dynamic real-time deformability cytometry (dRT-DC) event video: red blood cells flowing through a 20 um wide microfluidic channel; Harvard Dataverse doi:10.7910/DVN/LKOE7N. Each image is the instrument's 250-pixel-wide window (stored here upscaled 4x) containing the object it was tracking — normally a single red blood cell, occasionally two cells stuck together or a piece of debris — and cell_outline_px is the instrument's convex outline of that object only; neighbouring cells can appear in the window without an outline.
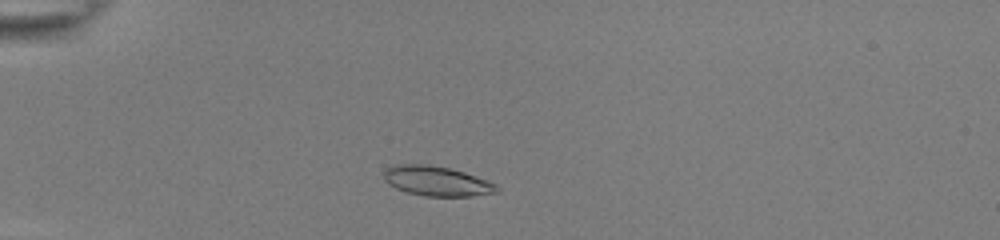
{"species": "common noctule bat (a hibernating species)", "species_latin": "Nyctalus noctula", "temperature_condition": "room temperature", "stored_images_in_passage": 45, "camera_frame_rate_fps": 3000, "um_per_image_px": 0.085, "animal": {"sex": "female", "body_mass_g": 22.0, "forearm_length_mm": 56.7}, "frame": {"image": 1, "passage_image": 7, "time_ms": 2.0, "image_size_px": [1000, 240], "cell_outline_px": [[500, 192], [472, 196], [424, 196], [408, 192], [396, 188], [388, 184], [384, 180], [384, 168], [392, 164], [428, 164], [448, 168], [464, 172], [488, 180], [496, 184], [500, 188]], "centroid_in_image_um": [37.12, 15.38], "position_along_channel_um": 47.9, "area_um2": 19.83}}
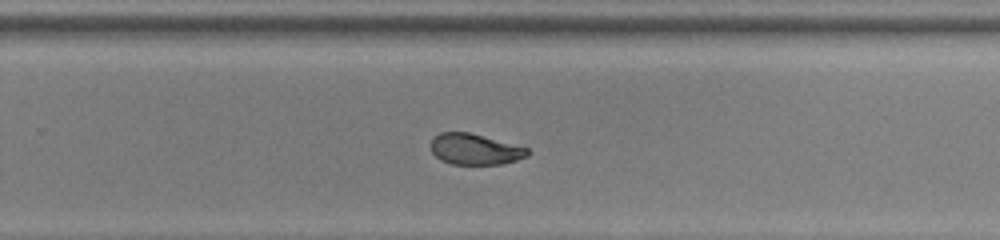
{"frame": {"image": 2, "passage_image": 28, "time_ms": 9.0, "image_size_px": [1000, 240], "cell_outline_px": [[528, 156], [504, 164], [452, 164], [440, 160], [432, 152], [432, 136], [440, 132], [468, 132], [528, 148]], "centroid_in_image_um": [40.34, 12.69], "position_along_channel_um": 289.5, "area_um2": 17.28}}
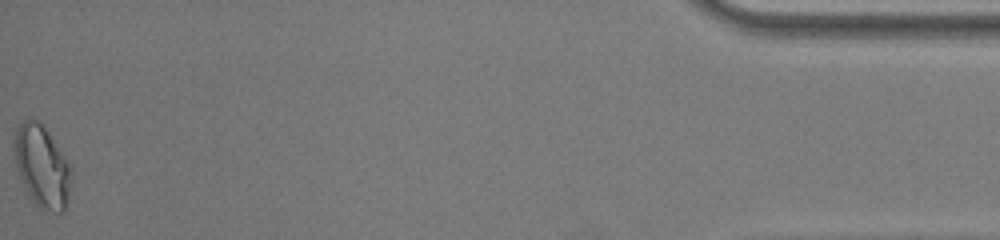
{"frame": {"image": 3, "passage_image": 45, "time_ms": 14.667, "image_size_px": [1000, 240], "cell_outline_px": [[72, 176], [68, 204], [64, 212], [56, 212], [40, 208], [32, 200], [20, 176], [16, 164], [16, 128], [28, 116], [40, 120], [44, 124], [68, 160]], "centroid_in_image_um": [3.63, 14.11], "position_along_channel_um": 431.6, "area_um2": 27.22}, "authors_computed_cell_mechanics": {"area_um2": 19.0162, "velocity_mm_per_s": 3.8903, "shape_relaxation_time_tau1_ms": 10.9234, "shape_relaxation_time_tau2_ms": 1.4177, "deformation_change_tau1": 0.2593, "deformation_change_tau2": 0.0666}}